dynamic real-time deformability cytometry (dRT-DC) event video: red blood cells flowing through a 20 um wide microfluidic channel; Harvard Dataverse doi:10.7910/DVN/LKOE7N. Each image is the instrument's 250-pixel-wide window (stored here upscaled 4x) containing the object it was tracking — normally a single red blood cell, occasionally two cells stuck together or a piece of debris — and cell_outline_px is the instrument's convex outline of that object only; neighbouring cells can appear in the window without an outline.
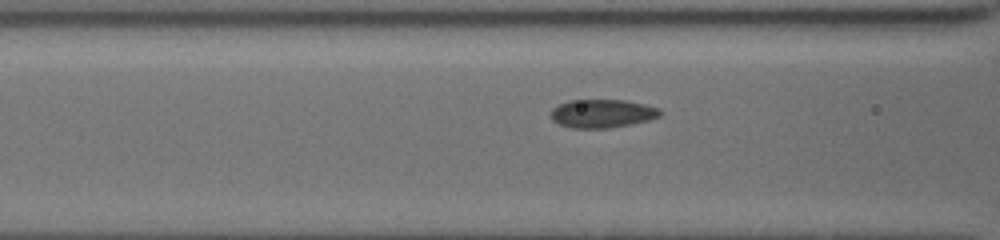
{"species": "common noctule bat (a hibernating species)", "species_latin": "Nyctalus noctula", "temperature_condition": "cold", "stored_images_in_passage": 24, "camera_frame_rate_fps": 3000, "um_per_image_px": 0.085, "animal": {"sex": "female", "body_mass_g": 19.5, "forearm_length_mm": 54.1}, "frame": {"image": 1, "passage_image": 20, "time_ms": 5.0, "image_size_px": [1000, 240], "cell_outline_px": [[660, 116], [648, 120], [632, 124], [608, 128], [572, 128], [560, 124], [552, 120], [552, 108], [568, 100], [624, 100], [644, 104], [660, 108]], "centroid_in_image_um": [51.19, 9.65], "position_along_channel_um": 115.4, "area_um2": 17.98}}